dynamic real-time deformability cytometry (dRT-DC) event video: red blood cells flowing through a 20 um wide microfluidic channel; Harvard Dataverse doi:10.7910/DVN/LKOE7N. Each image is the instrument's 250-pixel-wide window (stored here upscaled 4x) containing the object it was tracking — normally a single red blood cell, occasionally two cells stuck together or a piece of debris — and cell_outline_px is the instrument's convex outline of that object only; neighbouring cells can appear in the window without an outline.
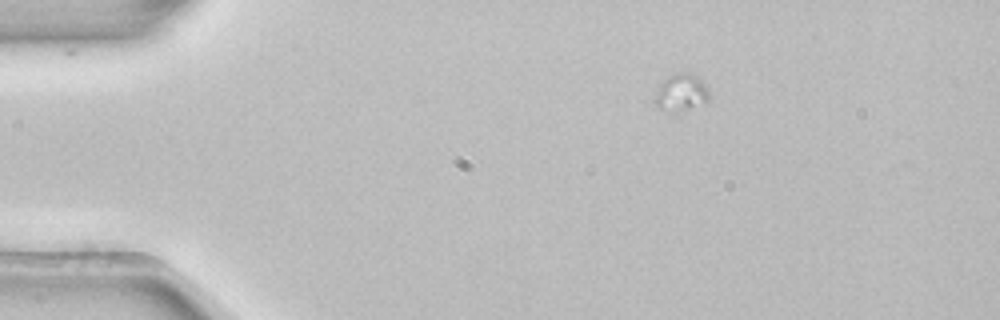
{"species": "common noctule bat (a hibernating species)", "species_latin": "Nyctalus noctula", "temperature_condition": "room temperature", "stored_images_in_passage": 4, "segment_of_instrument_passage": [2, 2], "camera_frame_rate_fps": 3000, "um_per_image_px": 0.085, "animal": {"sex": "female", "body_mass_g": 22.7, "forearm_length_mm": 54.2}, "frame": {"image": 1, "passage_image": 4, "time_ms": 1.0, "image_size_px": [1000, 320], "cell_outline_px": [[708, 100], [680, 112], [672, 112], [660, 108], [656, 104], [656, 92], [660, 84], [668, 76], [680, 72], [688, 72], [696, 76], [708, 88]], "centroid_in_image_um": [57.89, 7.86], "position_along_channel_um": 27.1, "area_um2": 11.39}}